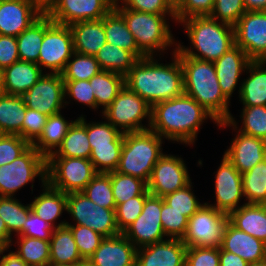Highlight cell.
Masks as SVG:
<instances>
[{
	"instance_id": "cell-15",
	"label": "cell",
	"mask_w": 266,
	"mask_h": 266,
	"mask_svg": "<svg viewBox=\"0 0 266 266\" xmlns=\"http://www.w3.org/2000/svg\"><path fill=\"white\" fill-rule=\"evenodd\" d=\"M234 38L252 61L266 60V11H246L234 25Z\"/></svg>"
},
{
	"instance_id": "cell-23",
	"label": "cell",
	"mask_w": 266,
	"mask_h": 266,
	"mask_svg": "<svg viewBox=\"0 0 266 266\" xmlns=\"http://www.w3.org/2000/svg\"><path fill=\"white\" fill-rule=\"evenodd\" d=\"M252 60L237 45L225 52L219 59L213 62L218 83L224 96L230 101L240 77L245 73L248 64Z\"/></svg>"
},
{
	"instance_id": "cell-38",
	"label": "cell",
	"mask_w": 266,
	"mask_h": 266,
	"mask_svg": "<svg viewBox=\"0 0 266 266\" xmlns=\"http://www.w3.org/2000/svg\"><path fill=\"white\" fill-rule=\"evenodd\" d=\"M246 204H266V159L242 174Z\"/></svg>"
},
{
	"instance_id": "cell-65",
	"label": "cell",
	"mask_w": 266,
	"mask_h": 266,
	"mask_svg": "<svg viewBox=\"0 0 266 266\" xmlns=\"http://www.w3.org/2000/svg\"><path fill=\"white\" fill-rule=\"evenodd\" d=\"M35 1L44 11L54 2V0H35Z\"/></svg>"
},
{
	"instance_id": "cell-48",
	"label": "cell",
	"mask_w": 266,
	"mask_h": 266,
	"mask_svg": "<svg viewBox=\"0 0 266 266\" xmlns=\"http://www.w3.org/2000/svg\"><path fill=\"white\" fill-rule=\"evenodd\" d=\"M192 188V182H190L185 187L163 197L164 201L170 205V207L181 212L188 219L203 205L194 195Z\"/></svg>"
},
{
	"instance_id": "cell-55",
	"label": "cell",
	"mask_w": 266,
	"mask_h": 266,
	"mask_svg": "<svg viewBox=\"0 0 266 266\" xmlns=\"http://www.w3.org/2000/svg\"><path fill=\"white\" fill-rule=\"evenodd\" d=\"M48 117V115H45L38 110L26 108L22 124V138L32 145L42 134Z\"/></svg>"
},
{
	"instance_id": "cell-49",
	"label": "cell",
	"mask_w": 266,
	"mask_h": 266,
	"mask_svg": "<svg viewBox=\"0 0 266 266\" xmlns=\"http://www.w3.org/2000/svg\"><path fill=\"white\" fill-rule=\"evenodd\" d=\"M160 218L163 231L167 238L182 239L188 226V218L181 212L174 210L168 205L162 197V209Z\"/></svg>"
},
{
	"instance_id": "cell-5",
	"label": "cell",
	"mask_w": 266,
	"mask_h": 266,
	"mask_svg": "<svg viewBox=\"0 0 266 266\" xmlns=\"http://www.w3.org/2000/svg\"><path fill=\"white\" fill-rule=\"evenodd\" d=\"M114 8L123 16L138 49L146 57L157 56V52H160V57L161 52L163 53L168 47H174V44L177 47V41L175 42L167 22L168 17L176 22V15H156L129 10L119 5L117 0L114 2Z\"/></svg>"
},
{
	"instance_id": "cell-33",
	"label": "cell",
	"mask_w": 266,
	"mask_h": 266,
	"mask_svg": "<svg viewBox=\"0 0 266 266\" xmlns=\"http://www.w3.org/2000/svg\"><path fill=\"white\" fill-rule=\"evenodd\" d=\"M26 108L22 96L0 92V134L22 137V124Z\"/></svg>"
},
{
	"instance_id": "cell-9",
	"label": "cell",
	"mask_w": 266,
	"mask_h": 266,
	"mask_svg": "<svg viewBox=\"0 0 266 266\" xmlns=\"http://www.w3.org/2000/svg\"><path fill=\"white\" fill-rule=\"evenodd\" d=\"M102 116L122 133L147 130L151 123V106L125 85ZM144 119L148 124H142Z\"/></svg>"
},
{
	"instance_id": "cell-30",
	"label": "cell",
	"mask_w": 266,
	"mask_h": 266,
	"mask_svg": "<svg viewBox=\"0 0 266 266\" xmlns=\"http://www.w3.org/2000/svg\"><path fill=\"white\" fill-rule=\"evenodd\" d=\"M85 115L74 120L62 144L48 157H70L89 159L91 146L87 136V122Z\"/></svg>"
},
{
	"instance_id": "cell-32",
	"label": "cell",
	"mask_w": 266,
	"mask_h": 266,
	"mask_svg": "<svg viewBox=\"0 0 266 266\" xmlns=\"http://www.w3.org/2000/svg\"><path fill=\"white\" fill-rule=\"evenodd\" d=\"M106 42L132 52L138 59L146 57L139 49L123 16L113 7L104 16Z\"/></svg>"
},
{
	"instance_id": "cell-25",
	"label": "cell",
	"mask_w": 266,
	"mask_h": 266,
	"mask_svg": "<svg viewBox=\"0 0 266 266\" xmlns=\"http://www.w3.org/2000/svg\"><path fill=\"white\" fill-rule=\"evenodd\" d=\"M220 248L240 256L249 264L266 259L265 243L234 227L229 221Z\"/></svg>"
},
{
	"instance_id": "cell-57",
	"label": "cell",
	"mask_w": 266,
	"mask_h": 266,
	"mask_svg": "<svg viewBox=\"0 0 266 266\" xmlns=\"http://www.w3.org/2000/svg\"><path fill=\"white\" fill-rule=\"evenodd\" d=\"M215 0H185L175 11L176 22L180 23L194 16H209L213 11Z\"/></svg>"
},
{
	"instance_id": "cell-68",
	"label": "cell",
	"mask_w": 266,
	"mask_h": 266,
	"mask_svg": "<svg viewBox=\"0 0 266 266\" xmlns=\"http://www.w3.org/2000/svg\"><path fill=\"white\" fill-rule=\"evenodd\" d=\"M49 266H80V265H57V264H50Z\"/></svg>"
},
{
	"instance_id": "cell-63",
	"label": "cell",
	"mask_w": 266,
	"mask_h": 266,
	"mask_svg": "<svg viewBox=\"0 0 266 266\" xmlns=\"http://www.w3.org/2000/svg\"><path fill=\"white\" fill-rule=\"evenodd\" d=\"M246 11H266V0H243Z\"/></svg>"
},
{
	"instance_id": "cell-2",
	"label": "cell",
	"mask_w": 266,
	"mask_h": 266,
	"mask_svg": "<svg viewBox=\"0 0 266 266\" xmlns=\"http://www.w3.org/2000/svg\"><path fill=\"white\" fill-rule=\"evenodd\" d=\"M207 119H211L216 125L219 124L196 100L183 93L151 107L149 129L168 141L193 146L200 126Z\"/></svg>"
},
{
	"instance_id": "cell-60",
	"label": "cell",
	"mask_w": 266,
	"mask_h": 266,
	"mask_svg": "<svg viewBox=\"0 0 266 266\" xmlns=\"http://www.w3.org/2000/svg\"><path fill=\"white\" fill-rule=\"evenodd\" d=\"M9 248L0 247V266H28L15 251L10 250L8 254L3 255Z\"/></svg>"
},
{
	"instance_id": "cell-28",
	"label": "cell",
	"mask_w": 266,
	"mask_h": 266,
	"mask_svg": "<svg viewBox=\"0 0 266 266\" xmlns=\"http://www.w3.org/2000/svg\"><path fill=\"white\" fill-rule=\"evenodd\" d=\"M42 193L34 197L30 203L31 210L54 228L66 226L67 221L61 220L58 225L54 222L67 211V194L51 187L47 182L43 185Z\"/></svg>"
},
{
	"instance_id": "cell-3",
	"label": "cell",
	"mask_w": 266,
	"mask_h": 266,
	"mask_svg": "<svg viewBox=\"0 0 266 266\" xmlns=\"http://www.w3.org/2000/svg\"><path fill=\"white\" fill-rule=\"evenodd\" d=\"M183 69L184 93L196 100L218 123L232 115L230 101L224 96L212 61H203L185 56L177 47Z\"/></svg>"
},
{
	"instance_id": "cell-67",
	"label": "cell",
	"mask_w": 266,
	"mask_h": 266,
	"mask_svg": "<svg viewBox=\"0 0 266 266\" xmlns=\"http://www.w3.org/2000/svg\"><path fill=\"white\" fill-rule=\"evenodd\" d=\"M80 266H93V265L88 261H84Z\"/></svg>"
},
{
	"instance_id": "cell-22",
	"label": "cell",
	"mask_w": 266,
	"mask_h": 266,
	"mask_svg": "<svg viewBox=\"0 0 266 266\" xmlns=\"http://www.w3.org/2000/svg\"><path fill=\"white\" fill-rule=\"evenodd\" d=\"M137 248L122 234L105 237L87 260L93 266H136Z\"/></svg>"
},
{
	"instance_id": "cell-8",
	"label": "cell",
	"mask_w": 266,
	"mask_h": 266,
	"mask_svg": "<svg viewBox=\"0 0 266 266\" xmlns=\"http://www.w3.org/2000/svg\"><path fill=\"white\" fill-rule=\"evenodd\" d=\"M46 173L51 187L69 194L82 192L98 172L90 159L47 157Z\"/></svg>"
},
{
	"instance_id": "cell-53",
	"label": "cell",
	"mask_w": 266,
	"mask_h": 266,
	"mask_svg": "<svg viewBox=\"0 0 266 266\" xmlns=\"http://www.w3.org/2000/svg\"><path fill=\"white\" fill-rule=\"evenodd\" d=\"M31 144L19 135L0 134V166L11 163Z\"/></svg>"
},
{
	"instance_id": "cell-17",
	"label": "cell",
	"mask_w": 266,
	"mask_h": 266,
	"mask_svg": "<svg viewBox=\"0 0 266 266\" xmlns=\"http://www.w3.org/2000/svg\"><path fill=\"white\" fill-rule=\"evenodd\" d=\"M191 182L185 161L172 154H163L156 162L147 183L151 195L164 197Z\"/></svg>"
},
{
	"instance_id": "cell-1",
	"label": "cell",
	"mask_w": 266,
	"mask_h": 266,
	"mask_svg": "<svg viewBox=\"0 0 266 266\" xmlns=\"http://www.w3.org/2000/svg\"><path fill=\"white\" fill-rule=\"evenodd\" d=\"M172 63H160L154 56L139 59L125 76V85L151 107L184 93L183 69L176 48Z\"/></svg>"
},
{
	"instance_id": "cell-42",
	"label": "cell",
	"mask_w": 266,
	"mask_h": 266,
	"mask_svg": "<svg viewBox=\"0 0 266 266\" xmlns=\"http://www.w3.org/2000/svg\"><path fill=\"white\" fill-rule=\"evenodd\" d=\"M112 192L116 205L140 196L147 190V183L131 175L111 172Z\"/></svg>"
},
{
	"instance_id": "cell-7",
	"label": "cell",
	"mask_w": 266,
	"mask_h": 266,
	"mask_svg": "<svg viewBox=\"0 0 266 266\" xmlns=\"http://www.w3.org/2000/svg\"><path fill=\"white\" fill-rule=\"evenodd\" d=\"M39 176L41 187L46 183V157L31 145L11 163L0 166V197H14L22 187Z\"/></svg>"
},
{
	"instance_id": "cell-62",
	"label": "cell",
	"mask_w": 266,
	"mask_h": 266,
	"mask_svg": "<svg viewBox=\"0 0 266 266\" xmlns=\"http://www.w3.org/2000/svg\"><path fill=\"white\" fill-rule=\"evenodd\" d=\"M13 242L4 220L0 217V247H11Z\"/></svg>"
},
{
	"instance_id": "cell-40",
	"label": "cell",
	"mask_w": 266,
	"mask_h": 266,
	"mask_svg": "<svg viewBox=\"0 0 266 266\" xmlns=\"http://www.w3.org/2000/svg\"><path fill=\"white\" fill-rule=\"evenodd\" d=\"M240 119L239 129L235 117L231 115L227 121L241 133L266 141V106H243Z\"/></svg>"
},
{
	"instance_id": "cell-64",
	"label": "cell",
	"mask_w": 266,
	"mask_h": 266,
	"mask_svg": "<svg viewBox=\"0 0 266 266\" xmlns=\"http://www.w3.org/2000/svg\"><path fill=\"white\" fill-rule=\"evenodd\" d=\"M167 2L171 8L176 11L185 2V0H167Z\"/></svg>"
},
{
	"instance_id": "cell-16",
	"label": "cell",
	"mask_w": 266,
	"mask_h": 266,
	"mask_svg": "<svg viewBox=\"0 0 266 266\" xmlns=\"http://www.w3.org/2000/svg\"><path fill=\"white\" fill-rule=\"evenodd\" d=\"M45 73L22 97L27 108L51 116L65 107L64 81L62 74Z\"/></svg>"
},
{
	"instance_id": "cell-21",
	"label": "cell",
	"mask_w": 266,
	"mask_h": 266,
	"mask_svg": "<svg viewBox=\"0 0 266 266\" xmlns=\"http://www.w3.org/2000/svg\"><path fill=\"white\" fill-rule=\"evenodd\" d=\"M187 247L181 239L168 238L137 249L136 266H185Z\"/></svg>"
},
{
	"instance_id": "cell-61",
	"label": "cell",
	"mask_w": 266,
	"mask_h": 266,
	"mask_svg": "<svg viewBox=\"0 0 266 266\" xmlns=\"http://www.w3.org/2000/svg\"><path fill=\"white\" fill-rule=\"evenodd\" d=\"M220 266H249L240 256L219 248Z\"/></svg>"
},
{
	"instance_id": "cell-12",
	"label": "cell",
	"mask_w": 266,
	"mask_h": 266,
	"mask_svg": "<svg viewBox=\"0 0 266 266\" xmlns=\"http://www.w3.org/2000/svg\"><path fill=\"white\" fill-rule=\"evenodd\" d=\"M67 213L74 225H84L103 237L120 234L116 223L115 209H106L91 201L84 193L67 194Z\"/></svg>"
},
{
	"instance_id": "cell-6",
	"label": "cell",
	"mask_w": 266,
	"mask_h": 266,
	"mask_svg": "<svg viewBox=\"0 0 266 266\" xmlns=\"http://www.w3.org/2000/svg\"><path fill=\"white\" fill-rule=\"evenodd\" d=\"M163 138L151 129L124 133L121 157L116 171L148 183L162 152Z\"/></svg>"
},
{
	"instance_id": "cell-56",
	"label": "cell",
	"mask_w": 266,
	"mask_h": 266,
	"mask_svg": "<svg viewBox=\"0 0 266 266\" xmlns=\"http://www.w3.org/2000/svg\"><path fill=\"white\" fill-rule=\"evenodd\" d=\"M124 8L156 15H176L167 0H117Z\"/></svg>"
},
{
	"instance_id": "cell-52",
	"label": "cell",
	"mask_w": 266,
	"mask_h": 266,
	"mask_svg": "<svg viewBox=\"0 0 266 266\" xmlns=\"http://www.w3.org/2000/svg\"><path fill=\"white\" fill-rule=\"evenodd\" d=\"M245 12L243 0H215L213 11L209 16L234 26Z\"/></svg>"
},
{
	"instance_id": "cell-27",
	"label": "cell",
	"mask_w": 266,
	"mask_h": 266,
	"mask_svg": "<svg viewBox=\"0 0 266 266\" xmlns=\"http://www.w3.org/2000/svg\"><path fill=\"white\" fill-rule=\"evenodd\" d=\"M246 73L250 74L239 84V101L243 106H266V60L251 61Z\"/></svg>"
},
{
	"instance_id": "cell-14",
	"label": "cell",
	"mask_w": 266,
	"mask_h": 266,
	"mask_svg": "<svg viewBox=\"0 0 266 266\" xmlns=\"http://www.w3.org/2000/svg\"><path fill=\"white\" fill-rule=\"evenodd\" d=\"M115 0H54L45 10L53 22L70 26L77 22L100 20L113 7Z\"/></svg>"
},
{
	"instance_id": "cell-45",
	"label": "cell",
	"mask_w": 266,
	"mask_h": 266,
	"mask_svg": "<svg viewBox=\"0 0 266 266\" xmlns=\"http://www.w3.org/2000/svg\"><path fill=\"white\" fill-rule=\"evenodd\" d=\"M87 136L91 149L93 147L111 146V143L124 142V133L107 120L87 123Z\"/></svg>"
},
{
	"instance_id": "cell-24",
	"label": "cell",
	"mask_w": 266,
	"mask_h": 266,
	"mask_svg": "<svg viewBox=\"0 0 266 266\" xmlns=\"http://www.w3.org/2000/svg\"><path fill=\"white\" fill-rule=\"evenodd\" d=\"M43 74L38 64L19 60L0 72L1 93L23 96Z\"/></svg>"
},
{
	"instance_id": "cell-29",
	"label": "cell",
	"mask_w": 266,
	"mask_h": 266,
	"mask_svg": "<svg viewBox=\"0 0 266 266\" xmlns=\"http://www.w3.org/2000/svg\"><path fill=\"white\" fill-rule=\"evenodd\" d=\"M228 219L234 227L266 242V204L244 203L230 212Z\"/></svg>"
},
{
	"instance_id": "cell-47",
	"label": "cell",
	"mask_w": 266,
	"mask_h": 266,
	"mask_svg": "<svg viewBox=\"0 0 266 266\" xmlns=\"http://www.w3.org/2000/svg\"><path fill=\"white\" fill-rule=\"evenodd\" d=\"M66 226L71 230L82 259L87 261L105 237L84 225H73L67 222Z\"/></svg>"
},
{
	"instance_id": "cell-26",
	"label": "cell",
	"mask_w": 266,
	"mask_h": 266,
	"mask_svg": "<svg viewBox=\"0 0 266 266\" xmlns=\"http://www.w3.org/2000/svg\"><path fill=\"white\" fill-rule=\"evenodd\" d=\"M69 27L73 35L74 52L95 56L106 43L104 17L100 20L77 22Z\"/></svg>"
},
{
	"instance_id": "cell-13",
	"label": "cell",
	"mask_w": 266,
	"mask_h": 266,
	"mask_svg": "<svg viewBox=\"0 0 266 266\" xmlns=\"http://www.w3.org/2000/svg\"><path fill=\"white\" fill-rule=\"evenodd\" d=\"M162 197L149 195L142 213L122 234L138 249L166 240L160 218Z\"/></svg>"
},
{
	"instance_id": "cell-11",
	"label": "cell",
	"mask_w": 266,
	"mask_h": 266,
	"mask_svg": "<svg viewBox=\"0 0 266 266\" xmlns=\"http://www.w3.org/2000/svg\"><path fill=\"white\" fill-rule=\"evenodd\" d=\"M228 214L204 203L188 220L185 235L181 239L186 247L220 248Z\"/></svg>"
},
{
	"instance_id": "cell-66",
	"label": "cell",
	"mask_w": 266,
	"mask_h": 266,
	"mask_svg": "<svg viewBox=\"0 0 266 266\" xmlns=\"http://www.w3.org/2000/svg\"><path fill=\"white\" fill-rule=\"evenodd\" d=\"M249 266H266V259H264L262 261H258L254 264H249Z\"/></svg>"
},
{
	"instance_id": "cell-31",
	"label": "cell",
	"mask_w": 266,
	"mask_h": 266,
	"mask_svg": "<svg viewBox=\"0 0 266 266\" xmlns=\"http://www.w3.org/2000/svg\"><path fill=\"white\" fill-rule=\"evenodd\" d=\"M49 243L50 264L81 265L84 262L67 226L55 228Z\"/></svg>"
},
{
	"instance_id": "cell-35",
	"label": "cell",
	"mask_w": 266,
	"mask_h": 266,
	"mask_svg": "<svg viewBox=\"0 0 266 266\" xmlns=\"http://www.w3.org/2000/svg\"><path fill=\"white\" fill-rule=\"evenodd\" d=\"M96 99V109L103 106V112L125 86V77L121 74L102 70L90 80Z\"/></svg>"
},
{
	"instance_id": "cell-4",
	"label": "cell",
	"mask_w": 266,
	"mask_h": 266,
	"mask_svg": "<svg viewBox=\"0 0 266 266\" xmlns=\"http://www.w3.org/2000/svg\"><path fill=\"white\" fill-rule=\"evenodd\" d=\"M180 24L185 28L192 46L189 48L182 45L183 43H177V48L185 56L214 62L235 45L234 26L210 16L190 17Z\"/></svg>"
},
{
	"instance_id": "cell-44",
	"label": "cell",
	"mask_w": 266,
	"mask_h": 266,
	"mask_svg": "<svg viewBox=\"0 0 266 266\" xmlns=\"http://www.w3.org/2000/svg\"><path fill=\"white\" fill-rule=\"evenodd\" d=\"M91 201L106 209H115L111 172L97 173L82 191Z\"/></svg>"
},
{
	"instance_id": "cell-19",
	"label": "cell",
	"mask_w": 266,
	"mask_h": 266,
	"mask_svg": "<svg viewBox=\"0 0 266 266\" xmlns=\"http://www.w3.org/2000/svg\"><path fill=\"white\" fill-rule=\"evenodd\" d=\"M217 126L220 128L232 127L235 132L237 131L236 137L232 140L224 155L241 174L266 159L265 140L241 133L228 121H223Z\"/></svg>"
},
{
	"instance_id": "cell-59",
	"label": "cell",
	"mask_w": 266,
	"mask_h": 266,
	"mask_svg": "<svg viewBox=\"0 0 266 266\" xmlns=\"http://www.w3.org/2000/svg\"><path fill=\"white\" fill-rule=\"evenodd\" d=\"M19 60L16 37L0 34V72Z\"/></svg>"
},
{
	"instance_id": "cell-43",
	"label": "cell",
	"mask_w": 266,
	"mask_h": 266,
	"mask_svg": "<svg viewBox=\"0 0 266 266\" xmlns=\"http://www.w3.org/2000/svg\"><path fill=\"white\" fill-rule=\"evenodd\" d=\"M101 70L95 56L74 52L63 70V80H90Z\"/></svg>"
},
{
	"instance_id": "cell-58",
	"label": "cell",
	"mask_w": 266,
	"mask_h": 266,
	"mask_svg": "<svg viewBox=\"0 0 266 266\" xmlns=\"http://www.w3.org/2000/svg\"><path fill=\"white\" fill-rule=\"evenodd\" d=\"M54 227L37 216L32 210L23 225V233L20 236L50 240Z\"/></svg>"
},
{
	"instance_id": "cell-20",
	"label": "cell",
	"mask_w": 266,
	"mask_h": 266,
	"mask_svg": "<svg viewBox=\"0 0 266 266\" xmlns=\"http://www.w3.org/2000/svg\"><path fill=\"white\" fill-rule=\"evenodd\" d=\"M45 11L35 0H6L0 3V34L17 37Z\"/></svg>"
},
{
	"instance_id": "cell-34",
	"label": "cell",
	"mask_w": 266,
	"mask_h": 266,
	"mask_svg": "<svg viewBox=\"0 0 266 266\" xmlns=\"http://www.w3.org/2000/svg\"><path fill=\"white\" fill-rule=\"evenodd\" d=\"M63 116L61 112L49 116L42 134L32 144L46 158L62 144L70 126L74 123L72 120L67 121Z\"/></svg>"
},
{
	"instance_id": "cell-54",
	"label": "cell",
	"mask_w": 266,
	"mask_h": 266,
	"mask_svg": "<svg viewBox=\"0 0 266 266\" xmlns=\"http://www.w3.org/2000/svg\"><path fill=\"white\" fill-rule=\"evenodd\" d=\"M219 248L187 247L185 266H220Z\"/></svg>"
},
{
	"instance_id": "cell-41",
	"label": "cell",
	"mask_w": 266,
	"mask_h": 266,
	"mask_svg": "<svg viewBox=\"0 0 266 266\" xmlns=\"http://www.w3.org/2000/svg\"><path fill=\"white\" fill-rule=\"evenodd\" d=\"M31 211L30 203L23 205L15 197H0V217L4 220L9 234L15 236L23 233V225Z\"/></svg>"
},
{
	"instance_id": "cell-46",
	"label": "cell",
	"mask_w": 266,
	"mask_h": 266,
	"mask_svg": "<svg viewBox=\"0 0 266 266\" xmlns=\"http://www.w3.org/2000/svg\"><path fill=\"white\" fill-rule=\"evenodd\" d=\"M123 143H111V146L93 147L90 161L98 173L116 171L121 157Z\"/></svg>"
},
{
	"instance_id": "cell-39",
	"label": "cell",
	"mask_w": 266,
	"mask_h": 266,
	"mask_svg": "<svg viewBox=\"0 0 266 266\" xmlns=\"http://www.w3.org/2000/svg\"><path fill=\"white\" fill-rule=\"evenodd\" d=\"M18 249L15 251L28 266L50 265V240H40L27 236H18Z\"/></svg>"
},
{
	"instance_id": "cell-18",
	"label": "cell",
	"mask_w": 266,
	"mask_h": 266,
	"mask_svg": "<svg viewBox=\"0 0 266 266\" xmlns=\"http://www.w3.org/2000/svg\"><path fill=\"white\" fill-rule=\"evenodd\" d=\"M215 195L216 202L214 204L206 202V204L226 214L242 206L239 204L240 199L244 197L242 174L225 155L215 175Z\"/></svg>"
},
{
	"instance_id": "cell-51",
	"label": "cell",
	"mask_w": 266,
	"mask_h": 266,
	"mask_svg": "<svg viewBox=\"0 0 266 266\" xmlns=\"http://www.w3.org/2000/svg\"><path fill=\"white\" fill-rule=\"evenodd\" d=\"M65 105L69 104L67 98L87 105L89 108L96 110V99L89 80H63Z\"/></svg>"
},
{
	"instance_id": "cell-50",
	"label": "cell",
	"mask_w": 266,
	"mask_h": 266,
	"mask_svg": "<svg viewBox=\"0 0 266 266\" xmlns=\"http://www.w3.org/2000/svg\"><path fill=\"white\" fill-rule=\"evenodd\" d=\"M150 195L148 189L140 196L130 198L124 203L116 205L115 215L118 230L122 233L142 213L145 199Z\"/></svg>"
},
{
	"instance_id": "cell-37",
	"label": "cell",
	"mask_w": 266,
	"mask_h": 266,
	"mask_svg": "<svg viewBox=\"0 0 266 266\" xmlns=\"http://www.w3.org/2000/svg\"><path fill=\"white\" fill-rule=\"evenodd\" d=\"M44 37V13L16 37L21 61L38 63L39 51Z\"/></svg>"
},
{
	"instance_id": "cell-36",
	"label": "cell",
	"mask_w": 266,
	"mask_h": 266,
	"mask_svg": "<svg viewBox=\"0 0 266 266\" xmlns=\"http://www.w3.org/2000/svg\"><path fill=\"white\" fill-rule=\"evenodd\" d=\"M95 59L101 70L115 72L124 77L139 60L132 52L107 42L97 52Z\"/></svg>"
},
{
	"instance_id": "cell-10",
	"label": "cell",
	"mask_w": 266,
	"mask_h": 266,
	"mask_svg": "<svg viewBox=\"0 0 266 266\" xmlns=\"http://www.w3.org/2000/svg\"><path fill=\"white\" fill-rule=\"evenodd\" d=\"M73 53V35L70 27L53 22L44 12V37L37 64L43 70H51L49 73L61 74Z\"/></svg>"
}]
</instances>
